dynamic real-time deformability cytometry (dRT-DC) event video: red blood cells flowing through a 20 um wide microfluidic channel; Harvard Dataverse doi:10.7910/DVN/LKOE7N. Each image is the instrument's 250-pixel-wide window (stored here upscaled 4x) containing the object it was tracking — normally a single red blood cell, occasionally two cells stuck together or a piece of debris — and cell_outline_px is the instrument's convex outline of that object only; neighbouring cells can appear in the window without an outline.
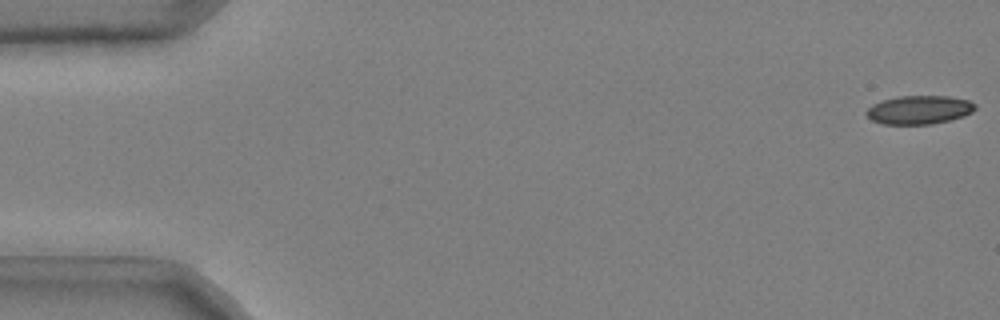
{"species": "common noctule bat (a hibernating species)", "species_latin": "Nyctalus noctula", "temperature_condition": "cold", "stored_images_in_passage": 9, "camera_frame_rate_fps": 3000, "um_per_image_px": 0.085, "animal": {"sex": "male", "body_mass_g": 20.4}, "frame": {"image": 1, "passage_image": 1, "time_ms": 0.0, "image_size_px": [1000, 320], "cell_outline_px": [[976, 108], [972, 112], [964, 116], [932, 124], [884, 124], [872, 120], [864, 112], [872, 104], [880, 100], [900, 96], [948, 96], [968, 100], [976, 104]], "centroid_in_image_um": [78.12, 9.33], "position_along_channel_um": 6.9, "area_um2": 18.15}}